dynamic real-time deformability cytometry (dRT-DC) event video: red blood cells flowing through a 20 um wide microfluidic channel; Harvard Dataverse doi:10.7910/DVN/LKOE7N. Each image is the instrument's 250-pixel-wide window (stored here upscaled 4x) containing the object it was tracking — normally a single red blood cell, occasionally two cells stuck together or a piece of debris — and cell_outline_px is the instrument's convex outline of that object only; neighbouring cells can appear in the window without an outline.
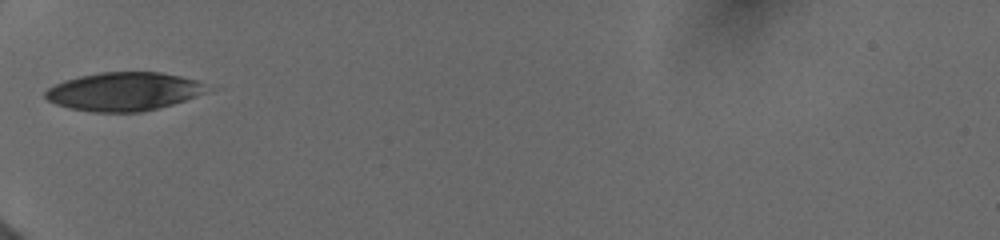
{"species": "human", "species_latin": "Homo sapiens", "temperature_condition": "cold", "stored_images_in_passage": 2, "camera_frame_rate_fps": 3000, "um_per_image_px": 0.085, "donor": {"sex": "female"}, "frame": {"image": 1, "passage_image": 1, "time_ms": 0.0, "image_size_px": [1000, 240], "cell_outline_px": [[208, 92], [172, 104], [140, 112], [92, 112], [68, 108], [56, 104], [48, 100], [44, 96], [44, 92], [48, 88], [64, 80], [80, 76], [100, 72], [160, 72], [180, 76], [196, 80], [204, 84]], "centroid_in_image_um": [10.48, 7.78], "position_along_channel_um": 74.5, "area_um2": 36.07}}